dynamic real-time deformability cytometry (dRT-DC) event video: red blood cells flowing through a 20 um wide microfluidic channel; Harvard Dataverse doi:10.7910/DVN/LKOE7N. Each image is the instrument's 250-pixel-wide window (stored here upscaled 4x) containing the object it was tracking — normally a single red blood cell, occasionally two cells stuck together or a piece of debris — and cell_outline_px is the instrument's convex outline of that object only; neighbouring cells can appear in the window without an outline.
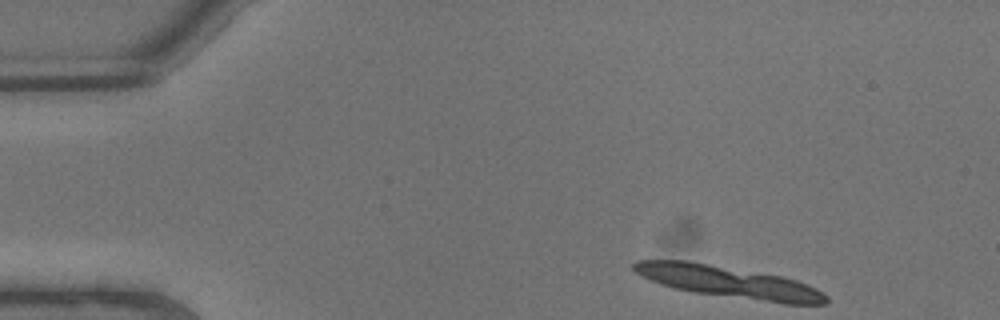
{"species": "common noctule bat (a hibernating species)", "species_latin": "Nyctalus noctula", "temperature_condition": "warm", "stored_images_in_passage": 5, "segment_of_instrument_passage": [1, 2], "camera_frame_rate_fps": 3000, "um_per_image_px": 0.085, "animal": {"sex": "male", "body_mass_g": 13.3}, "frame": {"image": 1, "passage_image": 1, "time_ms": 0.0, "image_size_px": [1000, 320], "cell_outline_px": [[828, 304], [784, 304], [692, 292], [672, 288], [648, 280], [636, 272], [632, 268], [632, 264], [636, 260], [688, 260], [780, 276], [796, 280], [808, 284], [816, 288], [828, 296]], "centroid_in_image_um": [61.92, 23.97], "position_along_channel_um": 23.1, "area_um2": 35.78}}